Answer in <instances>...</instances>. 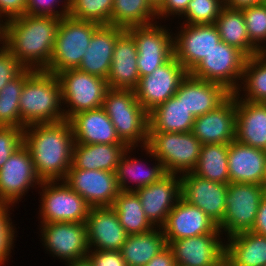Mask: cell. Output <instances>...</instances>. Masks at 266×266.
<instances>
[{
    "mask_svg": "<svg viewBox=\"0 0 266 266\" xmlns=\"http://www.w3.org/2000/svg\"><path fill=\"white\" fill-rule=\"evenodd\" d=\"M148 117V131L158 132H191L195 120V116L176 95L155 107Z\"/></svg>",
    "mask_w": 266,
    "mask_h": 266,
    "instance_id": "1f68e13d",
    "label": "cell"
},
{
    "mask_svg": "<svg viewBox=\"0 0 266 266\" xmlns=\"http://www.w3.org/2000/svg\"><path fill=\"white\" fill-rule=\"evenodd\" d=\"M87 257L93 266H126L120 251L89 250Z\"/></svg>",
    "mask_w": 266,
    "mask_h": 266,
    "instance_id": "7dc6e473",
    "label": "cell"
},
{
    "mask_svg": "<svg viewBox=\"0 0 266 266\" xmlns=\"http://www.w3.org/2000/svg\"><path fill=\"white\" fill-rule=\"evenodd\" d=\"M61 85L63 110L66 120L78 112L103 106L108 83L105 79L78 69H67L57 74ZM70 107V108H69Z\"/></svg>",
    "mask_w": 266,
    "mask_h": 266,
    "instance_id": "52a82bcc",
    "label": "cell"
},
{
    "mask_svg": "<svg viewBox=\"0 0 266 266\" xmlns=\"http://www.w3.org/2000/svg\"><path fill=\"white\" fill-rule=\"evenodd\" d=\"M10 207L11 205L0 204V266L9 260L11 249L13 250V244L15 236L14 226L10 219Z\"/></svg>",
    "mask_w": 266,
    "mask_h": 266,
    "instance_id": "7bdbcfd3",
    "label": "cell"
},
{
    "mask_svg": "<svg viewBox=\"0 0 266 266\" xmlns=\"http://www.w3.org/2000/svg\"><path fill=\"white\" fill-rule=\"evenodd\" d=\"M100 24L93 21L61 18L49 65L44 69L57 75L67 69H77L88 48L94 31Z\"/></svg>",
    "mask_w": 266,
    "mask_h": 266,
    "instance_id": "8992f818",
    "label": "cell"
},
{
    "mask_svg": "<svg viewBox=\"0 0 266 266\" xmlns=\"http://www.w3.org/2000/svg\"><path fill=\"white\" fill-rule=\"evenodd\" d=\"M166 243L203 234H222L218 225L200 208L180 198L161 227Z\"/></svg>",
    "mask_w": 266,
    "mask_h": 266,
    "instance_id": "ac0fdd59",
    "label": "cell"
},
{
    "mask_svg": "<svg viewBox=\"0 0 266 266\" xmlns=\"http://www.w3.org/2000/svg\"><path fill=\"white\" fill-rule=\"evenodd\" d=\"M24 143V129L0 126V169L9 157Z\"/></svg>",
    "mask_w": 266,
    "mask_h": 266,
    "instance_id": "ee69618b",
    "label": "cell"
},
{
    "mask_svg": "<svg viewBox=\"0 0 266 266\" xmlns=\"http://www.w3.org/2000/svg\"><path fill=\"white\" fill-rule=\"evenodd\" d=\"M188 73L173 55L153 73L140 77L134 89L138 102L149 113L175 95L181 81Z\"/></svg>",
    "mask_w": 266,
    "mask_h": 266,
    "instance_id": "7c38bea8",
    "label": "cell"
},
{
    "mask_svg": "<svg viewBox=\"0 0 266 266\" xmlns=\"http://www.w3.org/2000/svg\"><path fill=\"white\" fill-rule=\"evenodd\" d=\"M3 37H4V22L0 19V44L3 45Z\"/></svg>",
    "mask_w": 266,
    "mask_h": 266,
    "instance_id": "11a10c76",
    "label": "cell"
},
{
    "mask_svg": "<svg viewBox=\"0 0 266 266\" xmlns=\"http://www.w3.org/2000/svg\"><path fill=\"white\" fill-rule=\"evenodd\" d=\"M61 0H27V11L28 15H43V16H54L57 18H62L68 16L69 13V0H64L61 10H56L57 6ZM55 4V5H54ZM54 9V10H53ZM56 10V11H55Z\"/></svg>",
    "mask_w": 266,
    "mask_h": 266,
    "instance_id": "bcb514c9",
    "label": "cell"
},
{
    "mask_svg": "<svg viewBox=\"0 0 266 266\" xmlns=\"http://www.w3.org/2000/svg\"><path fill=\"white\" fill-rule=\"evenodd\" d=\"M39 187L40 223L86 222L91 206L64 180L42 181Z\"/></svg>",
    "mask_w": 266,
    "mask_h": 266,
    "instance_id": "9c48e42d",
    "label": "cell"
},
{
    "mask_svg": "<svg viewBox=\"0 0 266 266\" xmlns=\"http://www.w3.org/2000/svg\"><path fill=\"white\" fill-rule=\"evenodd\" d=\"M41 183L31 153L23 143L0 169V204L13 206L30 187L38 185L39 188Z\"/></svg>",
    "mask_w": 266,
    "mask_h": 266,
    "instance_id": "4fadbf2b",
    "label": "cell"
},
{
    "mask_svg": "<svg viewBox=\"0 0 266 266\" xmlns=\"http://www.w3.org/2000/svg\"><path fill=\"white\" fill-rule=\"evenodd\" d=\"M214 24L221 40L230 46L236 47L247 57L262 53L248 37L242 10L224 6Z\"/></svg>",
    "mask_w": 266,
    "mask_h": 266,
    "instance_id": "d6a6232c",
    "label": "cell"
},
{
    "mask_svg": "<svg viewBox=\"0 0 266 266\" xmlns=\"http://www.w3.org/2000/svg\"><path fill=\"white\" fill-rule=\"evenodd\" d=\"M241 84L245 88L241 87ZM241 91L245 93L244 96L242 94V97H240ZM235 94L240 99L249 102L266 103V52H262L257 56L247 57L242 81Z\"/></svg>",
    "mask_w": 266,
    "mask_h": 266,
    "instance_id": "8d00e7d4",
    "label": "cell"
},
{
    "mask_svg": "<svg viewBox=\"0 0 266 266\" xmlns=\"http://www.w3.org/2000/svg\"><path fill=\"white\" fill-rule=\"evenodd\" d=\"M112 207L128 235L146 233L155 228L146 218L141 201L135 192L121 191Z\"/></svg>",
    "mask_w": 266,
    "mask_h": 266,
    "instance_id": "d590c367",
    "label": "cell"
},
{
    "mask_svg": "<svg viewBox=\"0 0 266 266\" xmlns=\"http://www.w3.org/2000/svg\"><path fill=\"white\" fill-rule=\"evenodd\" d=\"M246 59L242 51L221 40L190 74L198 79L219 83L235 93L240 87L238 80H242Z\"/></svg>",
    "mask_w": 266,
    "mask_h": 266,
    "instance_id": "30bf717a",
    "label": "cell"
},
{
    "mask_svg": "<svg viewBox=\"0 0 266 266\" xmlns=\"http://www.w3.org/2000/svg\"><path fill=\"white\" fill-rule=\"evenodd\" d=\"M85 224L89 250L120 251L128 236L112 206L91 207Z\"/></svg>",
    "mask_w": 266,
    "mask_h": 266,
    "instance_id": "7402d4cb",
    "label": "cell"
},
{
    "mask_svg": "<svg viewBox=\"0 0 266 266\" xmlns=\"http://www.w3.org/2000/svg\"><path fill=\"white\" fill-rule=\"evenodd\" d=\"M134 26L126 30L132 35L137 46V65L140 77L149 75L165 64L173 55V34L163 25ZM155 24V25H154ZM171 34V35H170Z\"/></svg>",
    "mask_w": 266,
    "mask_h": 266,
    "instance_id": "8fae6325",
    "label": "cell"
},
{
    "mask_svg": "<svg viewBox=\"0 0 266 266\" xmlns=\"http://www.w3.org/2000/svg\"><path fill=\"white\" fill-rule=\"evenodd\" d=\"M124 30L114 25H100L94 31L77 69L106 80L113 60L115 43Z\"/></svg>",
    "mask_w": 266,
    "mask_h": 266,
    "instance_id": "cb8c5ba5",
    "label": "cell"
},
{
    "mask_svg": "<svg viewBox=\"0 0 266 266\" xmlns=\"http://www.w3.org/2000/svg\"><path fill=\"white\" fill-rule=\"evenodd\" d=\"M150 4L157 9L164 0H148Z\"/></svg>",
    "mask_w": 266,
    "mask_h": 266,
    "instance_id": "9f6ffc18",
    "label": "cell"
},
{
    "mask_svg": "<svg viewBox=\"0 0 266 266\" xmlns=\"http://www.w3.org/2000/svg\"><path fill=\"white\" fill-rule=\"evenodd\" d=\"M26 67L3 45L0 47V90Z\"/></svg>",
    "mask_w": 266,
    "mask_h": 266,
    "instance_id": "f6af8a7d",
    "label": "cell"
},
{
    "mask_svg": "<svg viewBox=\"0 0 266 266\" xmlns=\"http://www.w3.org/2000/svg\"><path fill=\"white\" fill-rule=\"evenodd\" d=\"M156 16V9L148 0H113L111 25L124 29L149 25Z\"/></svg>",
    "mask_w": 266,
    "mask_h": 266,
    "instance_id": "74e56055",
    "label": "cell"
},
{
    "mask_svg": "<svg viewBox=\"0 0 266 266\" xmlns=\"http://www.w3.org/2000/svg\"><path fill=\"white\" fill-rule=\"evenodd\" d=\"M263 186L266 189V162H265V175H264V180H263Z\"/></svg>",
    "mask_w": 266,
    "mask_h": 266,
    "instance_id": "6f0895ef",
    "label": "cell"
},
{
    "mask_svg": "<svg viewBox=\"0 0 266 266\" xmlns=\"http://www.w3.org/2000/svg\"><path fill=\"white\" fill-rule=\"evenodd\" d=\"M67 266H93L88 257H84L77 260H72L67 262Z\"/></svg>",
    "mask_w": 266,
    "mask_h": 266,
    "instance_id": "db71d44e",
    "label": "cell"
},
{
    "mask_svg": "<svg viewBox=\"0 0 266 266\" xmlns=\"http://www.w3.org/2000/svg\"><path fill=\"white\" fill-rule=\"evenodd\" d=\"M251 231L258 235L266 236V194L258 207L255 223Z\"/></svg>",
    "mask_w": 266,
    "mask_h": 266,
    "instance_id": "816d5d0a",
    "label": "cell"
},
{
    "mask_svg": "<svg viewBox=\"0 0 266 266\" xmlns=\"http://www.w3.org/2000/svg\"><path fill=\"white\" fill-rule=\"evenodd\" d=\"M167 246L162 228L128 235L120 250L126 266H144Z\"/></svg>",
    "mask_w": 266,
    "mask_h": 266,
    "instance_id": "836d02e7",
    "label": "cell"
},
{
    "mask_svg": "<svg viewBox=\"0 0 266 266\" xmlns=\"http://www.w3.org/2000/svg\"><path fill=\"white\" fill-rule=\"evenodd\" d=\"M266 0H224L225 6L231 9L242 10L247 7L265 3Z\"/></svg>",
    "mask_w": 266,
    "mask_h": 266,
    "instance_id": "f5cc1de1",
    "label": "cell"
},
{
    "mask_svg": "<svg viewBox=\"0 0 266 266\" xmlns=\"http://www.w3.org/2000/svg\"><path fill=\"white\" fill-rule=\"evenodd\" d=\"M191 0H164L156 9L157 19L167 18L170 15H182Z\"/></svg>",
    "mask_w": 266,
    "mask_h": 266,
    "instance_id": "681fc988",
    "label": "cell"
},
{
    "mask_svg": "<svg viewBox=\"0 0 266 266\" xmlns=\"http://www.w3.org/2000/svg\"><path fill=\"white\" fill-rule=\"evenodd\" d=\"M220 41L214 23L184 24L173 36L174 57L190 73Z\"/></svg>",
    "mask_w": 266,
    "mask_h": 266,
    "instance_id": "9a60e30c",
    "label": "cell"
},
{
    "mask_svg": "<svg viewBox=\"0 0 266 266\" xmlns=\"http://www.w3.org/2000/svg\"><path fill=\"white\" fill-rule=\"evenodd\" d=\"M75 143L81 144H124L116 129L101 107L76 113L68 119Z\"/></svg>",
    "mask_w": 266,
    "mask_h": 266,
    "instance_id": "d4e9b609",
    "label": "cell"
},
{
    "mask_svg": "<svg viewBox=\"0 0 266 266\" xmlns=\"http://www.w3.org/2000/svg\"><path fill=\"white\" fill-rule=\"evenodd\" d=\"M224 6V0H191L180 16L187 19L182 24H213Z\"/></svg>",
    "mask_w": 266,
    "mask_h": 266,
    "instance_id": "60d3db41",
    "label": "cell"
},
{
    "mask_svg": "<svg viewBox=\"0 0 266 266\" xmlns=\"http://www.w3.org/2000/svg\"><path fill=\"white\" fill-rule=\"evenodd\" d=\"M227 240L225 262L229 266H266V236L248 231Z\"/></svg>",
    "mask_w": 266,
    "mask_h": 266,
    "instance_id": "4dcf8cb0",
    "label": "cell"
},
{
    "mask_svg": "<svg viewBox=\"0 0 266 266\" xmlns=\"http://www.w3.org/2000/svg\"><path fill=\"white\" fill-rule=\"evenodd\" d=\"M27 0H0V18L8 21L12 18L25 15Z\"/></svg>",
    "mask_w": 266,
    "mask_h": 266,
    "instance_id": "c3c4849f",
    "label": "cell"
},
{
    "mask_svg": "<svg viewBox=\"0 0 266 266\" xmlns=\"http://www.w3.org/2000/svg\"><path fill=\"white\" fill-rule=\"evenodd\" d=\"M117 135L127 147L146 146L148 139V112L138 102L131 89L109 88L103 106ZM136 145V146H135Z\"/></svg>",
    "mask_w": 266,
    "mask_h": 266,
    "instance_id": "277c9868",
    "label": "cell"
},
{
    "mask_svg": "<svg viewBox=\"0 0 266 266\" xmlns=\"http://www.w3.org/2000/svg\"><path fill=\"white\" fill-rule=\"evenodd\" d=\"M61 18L22 15L4 22L3 45L26 67L44 70L51 60Z\"/></svg>",
    "mask_w": 266,
    "mask_h": 266,
    "instance_id": "7a4b0ae2",
    "label": "cell"
},
{
    "mask_svg": "<svg viewBox=\"0 0 266 266\" xmlns=\"http://www.w3.org/2000/svg\"><path fill=\"white\" fill-rule=\"evenodd\" d=\"M220 266H229L225 261Z\"/></svg>",
    "mask_w": 266,
    "mask_h": 266,
    "instance_id": "680465c9",
    "label": "cell"
},
{
    "mask_svg": "<svg viewBox=\"0 0 266 266\" xmlns=\"http://www.w3.org/2000/svg\"><path fill=\"white\" fill-rule=\"evenodd\" d=\"M137 54L135 40L125 29L115 43L113 60L106 79L109 88L131 90L136 88L140 79Z\"/></svg>",
    "mask_w": 266,
    "mask_h": 266,
    "instance_id": "4316f807",
    "label": "cell"
},
{
    "mask_svg": "<svg viewBox=\"0 0 266 266\" xmlns=\"http://www.w3.org/2000/svg\"><path fill=\"white\" fill-rule=\"evenodd\" d=\"M167 174L160 181L134 191L146 218L154 227H162L169 212L181 198L180 175Z\"/></svg>",
    "mask_w": 266,
    "mask_h": 266,
    "instance_id": "d6986e66",
    "label": "cell"
},
{
    "mask_svg": "<svg viewBox=\"0 0 266 266\" xmlns=\"http://www.w3.org/2000/svg\"><path fill=\"white\" fill-rule=\"evenodd\" d=\"M181 198L204 211L217 225L224 218L228 184L210 181L193 172L180 175Z\"/></svg>",
    "mask_w": 266,
    "mask_h": 266,
    "instance_id": "e0dca14e",
    "label": "cell"
},
{
    "mask_svg": "<svg viewBox=\"0 0 266 266\" xmlns=\"http://www.w3.org/2000/svg\"><path fill=\"white\" fill-rule=\"evenodd\" d=\"M236 100L235 140L254 148L266 150V103Z\"/></svg>",
    "mask_w": 266,
    "mask_h": 266,
    "instance_id": "83f0119b",
    "label": "cell"
},
{
    "mask_svg": "<svg viewBox=\"0 0 266 266\" xmlns=\"http://www.w3.org/2000/svg\"><path fill=\"white\" fill-rule=\"evenodd\" d=\"M125 144H81L74 143L70 169L105 170L116 172Z\"/></svg>",
    "mask_w": 266,
    "mask_h": 266,
    "instance_id": "f1b7e54d",
    "label": "cell"
},
{
    "mask_svg": "<svg viewBox=\"0 0 266 266\" xmlns=\"http://www.w3.org/2000/svg\"><path fill=\"white\" fill-rule=\"evenodd\" d=\"M64 181L91 207L113 206L121 192L115 172L69 169Z\"/></svg>",
    "mask_w": 266,
    "mask_h": 266,
    "instance_id": "2e32d148",
    "label": "cell"
},
{
    "mask_svg": "<svg viewBox=\"0 0 266 266\" xmlns=\"http://www.w3.org/2000/svg\"><path fill=\"white\" fill-rule=\"evenodd\" d=\"M235 93L217 109L195 117L192 133L204 144H229L235 140Z\"/></svg>",
    "mask_w": 266,
    "mask_h": 266,
    "instance_id": "44dd1931",
    "label": "cell"
},
{
    "mask_svg": "<svg viewBox=\"0 0 266 266\" xmlns=\"http://www.w3.org/2000/svg\"><path fill=\"white\" fill-rule=\"evenodd\" d=\"M113 0H69L68 16L100 25H111Z\"/></svg>",
    "mask_w": 266,
    "mask_h": 266,
    "instance_id": "ab89813d",
    "label": "cell"
},
{
    "mask_svg": "<svg viewBox=\"0 0 266 266\" xmlns=\"http://www.w3.org/2000/svg\"><path fill=\"white\" fill-rule=\"evenodd\" d=\"M34 71V69L25 68L0 90V126L24 129L21 125L19 99L24 82Z\"/></svg>",
    "mask_w": 266,
    "mask_h": 266,
    "instance_id": "f35d334b",
    "label": "cell"
},
{
    "mask_svg": "<svg viewBox=\"0 0 266 266\" xmlns=\"http://www.w3.org/2000/svg\"><path fill=\"white\" fill-rule=\"evenodd\" d=\"M266 189L262 184L229 183L223 221L218 225L226 237L248 232L255 223Z\"/></svg>",
    "mask_w": 266,
    "mask_h": 266,
    "instance_id": "ba28073f",
    "label": "cell"
},
{
    "mask_svg": "<svg viewBox=\"0 0 266 266\" xmlns=\"http://www.w3.org/2000/svg\"><path fill=\"white\" fill-rule=\"evenodd\" d=\"M229 144H204L201 146L194 174L210 181L229 184L228 173Z\"/></svg>",
    "mask_w": 266,
    "mask_h": 266,
    "instance_id": "e575fe53",
    "label": "cell"
},
{
    "mask_svg": "<svg viewBox=\"0 0 266 266\" xmlns=\"http://www.w3.org/2000/svg\"><path fill=\"white\" fill-rule=\"evenodd\" d=\"M265 162L266 150L232 141L228 147L227 162L230 183L263 185Z\"/></svg>",
    "mask_w": 266,
    "mask_h": 266,
    "instance_id": "484cf974",
    "label": "cell"
},
{
    "mask_svg": "<svg viewBox=\"0 0 266 266\" xmlns=\"http://www.w3.org/2000/svg\"><path fill=\"white\" fill-rule=\"evenodd\" d=\"M143 148V150L146 151V154H150V158L153 157L155 159V162L157 161V163H155L152 168L149 167L146 170L143 169L142 161L140 159L138 160L136 158H131V156L129 155L131 154L130 152L135 149V147H133V149L132 147H128L120 158L115 172L118 186L121 191L134 192L140 188L160 181L165 175L168 174L164 169L163 164L155 158L152 152L146 146H144ZM139 161H141V163ZM130 180L137 183L135 184L136 187L132 188V186H128L127 182H129L130 184Z\"/></svg>",
    "mask_w": 266,
    "mask_h": 266,
    "instance_id": "f546056e",
    "label": "cell"
},
{
    "mask_svg": "<svg viewBox=\"0 0 266 266\" xmlns=\"http://www.w3.org/2000/svg\"><path fill=\"white\" fill-rule=\"evenodd\" d=\"M61 85L57 75L35 70L24 82L19 99L21 125L56 123L66 120L62 109Z\"/></svg>",
    "mask_w": 266,
    "mask_h": 266,
    "instance_id": "3957f363",
    "label": "cell"
},
{
    "mask_svg": "<svg viewBox=\"0 0 266 266\" xmlns=\"http://www.w3.org/2000/svg\"><path fill=\"white\" fill-rule=\"evenodd\" d=\"M175 95L195 117L217 109L231 95L225 86L193 77L190 73L181 81Z\"/></svg>",
    "mask_w": 266,
    "mask_h": 266,
    "instance_id": "603a6c76",
    "label": "cell"
},
{
    "mask_svg": "<svg viewBox=\"0 0 266 266\" xmlns=\"http://www.w3.org/2000/svg\"><path fill=\"white\" fill-rule=\"evenodd\" d=\"M221 234H203L173 240L168 246L177 266H220L225 261V244Z\"/></svg>",
    "mask_w": 266,
    "mask_h": 266,
    "instance_id": "ffe728a7",
    "label": "cell"
},
{
    "mask_svg": "<svg viewBox=\"0 0 266 266\" xmlns=\"http://www.w3.org/2000/svg\"><path fill=\"white\" fill-rule=\"evenodd\" d=\"M42 244L50 254L68 262L87 257L89 252L85 223H41Z\"/></svg>",
    "mask_w": 266,
    "mask_h": 266,
    "instance_id": "5bb4252c",
    "label": "cell"
},
{
    "mask_svg": "<svg viewBox=\"0 0 266 266\" xmlns=\"http://www.w3.org/2000/svg\"><path fill=\"white\" fill-rule=\"evenodd\" d=\"M242 12L250 41L261 52H266V44L262 46L266 43V2L244 8Z\"/></svg>",
    "mask_w": 266,
    "mask_h": 266,
    "instance_id": "b9f144b4",
    "label": "cell"
},
{
    "mask_svg": "<svg viewBox=\"0 0 266 266\" xmlns=\"http://www.w3.org/2000/svg\"><path fill=\"white\" fill-rule=\"evenodd\" d=\"M144 266H177L172 249L167 245Z\"/></svg>",
    "mask_w": 266,
    "mask_h": 266,
    "instance_id": "f907efd6",
    "label": "cell"
},
{
    "mask_svg": "<svg viewBox=\"0 0 266 266\" xmlns=\"http://www.w3.org/2000/svg\"><path fill=\"white\" fill-rule=\"evenodd\" d=\"M75 139L68 120L32 124L24 128V144L29 149L41 181L66 178L72 165Z\"/></svg>",
    "mask_w": 266,
    "mask_h": 266,
    "instance_id": "6da1fadb",
    "label": "cell"
},
{
    "mask_svg": "<svg viewBox=\"0 0 266 266\" xmlns=\"http://www.w3.org/2000/svg\"><path fill=\"white\" fill-rule=\"evenodd\" d=\"M201 146L192 132L148 131L146 147L168 174L192 172L198 163Z\"/></svg>",
    "mask_w": 266,
    "mask_h": 266,
    "instance_id": "5b68a950",
    "label": "cell"
}]
</instances>
